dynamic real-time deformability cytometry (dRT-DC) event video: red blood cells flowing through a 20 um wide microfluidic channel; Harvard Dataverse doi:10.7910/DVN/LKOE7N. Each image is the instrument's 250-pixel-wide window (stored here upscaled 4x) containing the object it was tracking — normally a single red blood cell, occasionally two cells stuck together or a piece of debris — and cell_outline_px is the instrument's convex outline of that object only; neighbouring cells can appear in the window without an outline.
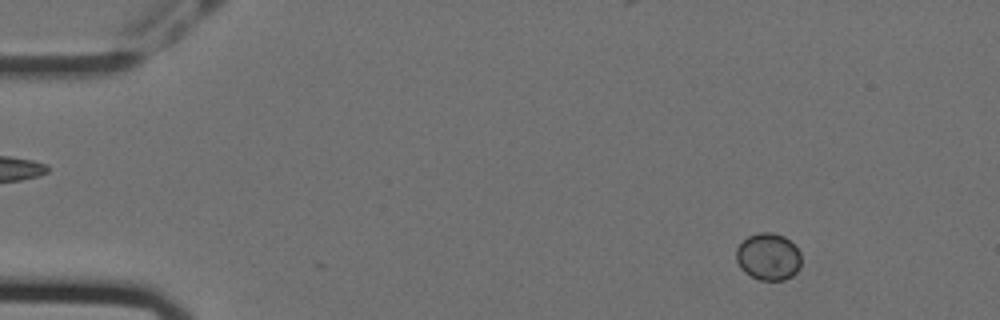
{"species": "Egyptian fruit bat (a non-hibernating species)", "species_latin": "Rousettus aegyptiacus", "temperature_condition": "cold", "stored_images_in_passage": 15, "camera_frame_rate_fps": 3000, "um_per_image_px": 0.085, "animal": {"sex": "female"}, "frame": {"image": 1, "passage_image": 7, "time_ms": 2.0, "image_size_px": [1000, 320], "cell_outline_px": [[800, 268], [792, 276], [784, 280], [760, 280], [744, 272], [740, 268], [736, 260], [736, 248], [748, 236], [760, 232], [772, 232], [784, 236], [800, 252]], "centroid_in_image_um": [65.29, 21.82], "position_along_channel_um": 19.7, "area_um2": 17.8}}